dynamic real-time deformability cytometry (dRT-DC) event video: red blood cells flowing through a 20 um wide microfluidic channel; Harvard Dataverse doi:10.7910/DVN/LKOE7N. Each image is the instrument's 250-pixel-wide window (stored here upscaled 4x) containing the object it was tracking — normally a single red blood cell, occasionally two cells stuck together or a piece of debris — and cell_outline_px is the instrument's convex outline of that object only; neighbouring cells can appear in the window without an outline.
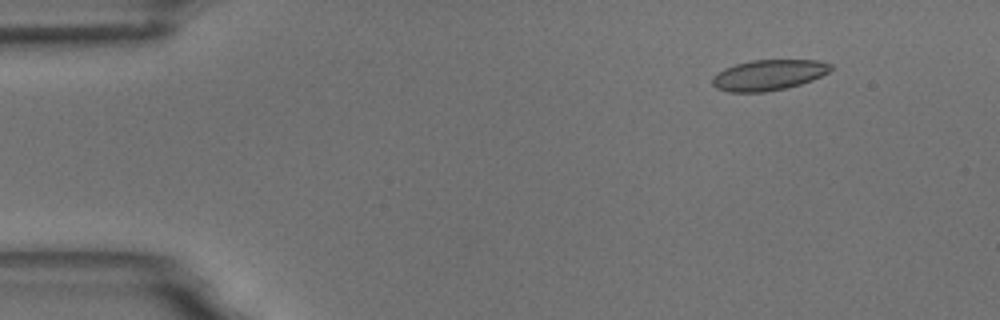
{"species": "common noctule bat (a hibernating species)", "species_latin": "Nyctalus noctula", "temperature_condition": "room temperature", "stored_images_in_passage": 7, "camera_frame_rate_fps": 3000, "um_per_image_px": 0.085, "animal": {"sex": "male", "body_mass_g": 18.8}, "frame": {"image": 1, "passage_image": 1, "time_ms": 0.0, "image_size_px": [1000, 320], "cell_outline_px": [[832, 68], [828, 72], [812, 80], [788, 88], [764, 92], [728, 92], [716, 88], [712, 84], [712, 76], [724, 68], [736, 64], [752, 60], [816, 60], [832, 64]], "centroid_in_image_um": [65.3, 6.38], "position_along_channel_um": 19.7, "area_um2": 21.15}}
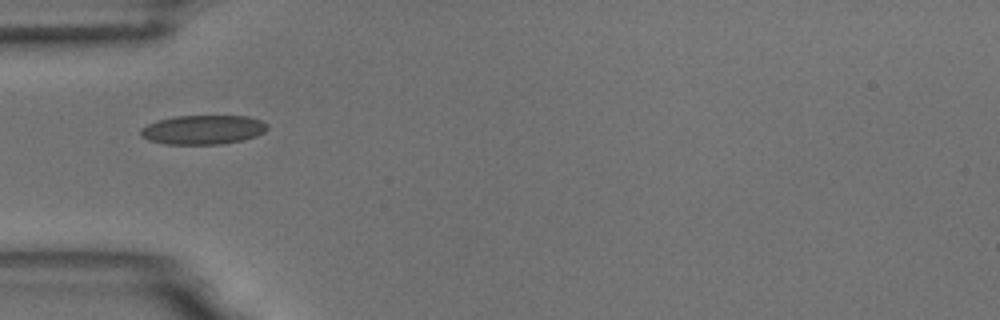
{"frame": {"image": 2, "passage_image": 4, "time_ms": 3.667, "image_size_px": [1000, 320], "cell_outline_px": [[268, 128], [264, 132], [256, 136], [240, 140], [220, 144], [164, 144], [148, 140], [140, 136], [140, 132], [148, 124], [156, 120], [176, 116], [248, 116], [260, 120], [268, 124]], "centroid_in_image_um": [17.25, 11.02], "position_along_channel_um": 67.7, "area_um2": 21.5}}